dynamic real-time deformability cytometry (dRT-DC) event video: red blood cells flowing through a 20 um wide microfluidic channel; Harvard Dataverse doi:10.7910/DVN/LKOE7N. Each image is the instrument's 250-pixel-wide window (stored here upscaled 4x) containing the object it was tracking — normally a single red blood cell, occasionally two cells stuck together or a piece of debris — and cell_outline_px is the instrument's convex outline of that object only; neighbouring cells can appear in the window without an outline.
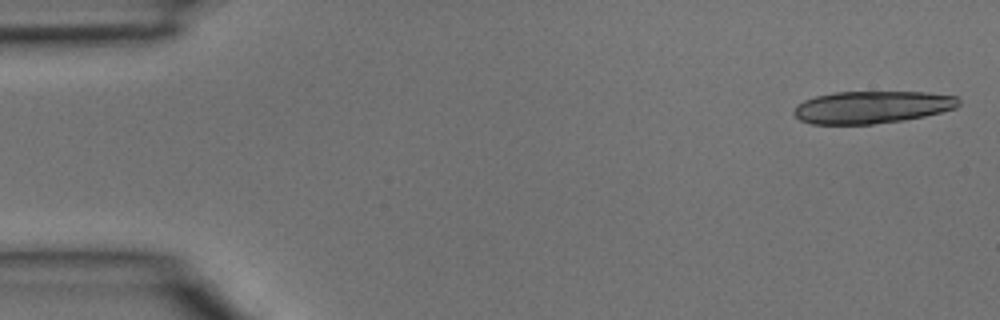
{"species": "common noctule bat (a hibernating species)", "species_latin": "Nyctalus noctula", "temperature_condition": "room temperature", "stored_images_in_passage": 13, "camera_frame_rate_fps": 3000, "um_per_image_px": 0.085, "animal": {"sex": "male", "body_mass_g": 15.6}, "frame": {"image": 1, "passage_image": 1, "time_ms": 0.0, "image_size_px": [1000, 320], "cell_outline_px": [[960, 104], [956, 108], [924, 116], [904, 120], [872, 124], [812, 124], [800, 120], [792, 112], [796, 104], [804, 100], [816, 96], [832, 92], [924, 92], [956, 96], [960, 100]], "centroid_in_image_um": [74.09, 9.1], "position_along_channel_um": 10.9, "area_um2": 31.15}}